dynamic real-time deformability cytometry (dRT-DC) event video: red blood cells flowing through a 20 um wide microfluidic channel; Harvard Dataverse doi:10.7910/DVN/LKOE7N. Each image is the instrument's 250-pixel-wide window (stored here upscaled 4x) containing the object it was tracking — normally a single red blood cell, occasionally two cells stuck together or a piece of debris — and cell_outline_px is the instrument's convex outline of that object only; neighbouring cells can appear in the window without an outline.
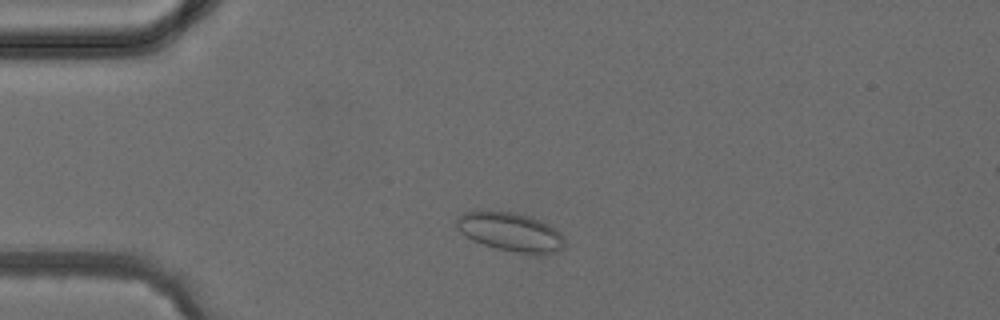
{"species": "common noctule bat (a hibernating species)", "species_latin": "Nyctalus noctula", "temperature_condition": "cold", "stored_images_in_passage": 3, "camera_frame_rate_fps": 3000, "um_per_image_px": 0.085, "animal": {"sex": "female", "body_mass_g": 24.6, "forearm_length_mm": 56.2}, "frame": {"image": 1, "passage_image": 1, "time_ms": 0.0, "image_size_px": [1000, 320], "cell_outline_px": [[564, 244], [556, 252], [544, 256], [516, 252], [496, 248], [472, 240], [460, 232], [456, 228], [456, 220], [464, 212], [512, 212], [528, 216], [540, 220], [556, 228], [564, 236]], "centroid_in_image_um": [43.44, 19.74], "position_along_channel_um": 41.6, "area_um2": 24.33}}